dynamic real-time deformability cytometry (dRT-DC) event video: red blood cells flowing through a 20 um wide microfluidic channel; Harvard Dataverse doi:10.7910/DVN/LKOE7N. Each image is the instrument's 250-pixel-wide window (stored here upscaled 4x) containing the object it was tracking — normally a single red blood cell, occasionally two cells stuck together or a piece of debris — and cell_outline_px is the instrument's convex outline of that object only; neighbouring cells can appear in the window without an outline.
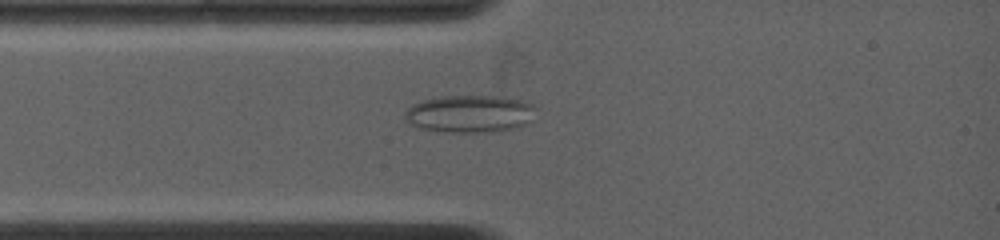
{"species": "common noctule bat (a hibernating species)", "species_latin": "Nyctalus noctula", "temperature_condition": "warm", "stored_images_in_passage": 18, "camera_frame_rate_fps": 4500, "um_per_image_px": 0.085, "animal": {"sex": "female", "body_mass_g": 19.0, "forearm_length_mm": 53.3}, "frame": {"image": 1, "passage_image": 10, "time_ms": 2.222, "image_size_px": [1000, 240], "cell_outline_px": [[536, 108], [524, 124], [512, 128], [476, 132], [456, 132], [420, 128], [412, 124], [408, 120], [404, 112], [412, 104], [424, 100], [440, 96], [504, 96], [520, 100], [532, 104]], "centroid_in_image_um": [39.89, 9.64], "position_along_channel_um": 45.1, "area_um2": 27.8}}